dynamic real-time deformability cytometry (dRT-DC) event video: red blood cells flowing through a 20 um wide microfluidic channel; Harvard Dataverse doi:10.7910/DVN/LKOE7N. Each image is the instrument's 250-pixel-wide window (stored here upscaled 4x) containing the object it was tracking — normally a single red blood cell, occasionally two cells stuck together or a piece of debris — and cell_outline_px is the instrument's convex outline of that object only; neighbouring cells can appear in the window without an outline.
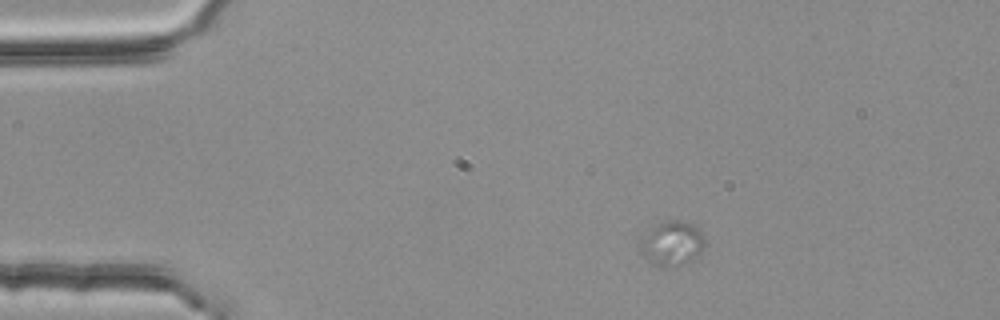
{"species": "common noctule bat (a hibernating species)", "species_latin": "Nyctalus noctula", "temperature_condition": "room temperature", "stored_images_in_passage": 3, "camera_frame_rate_fps": 3000, "um_per_image_px": 0.085, "animal": {"sex": "female", "body_mass_g": 25.1}, "frame": {"image": 1, "passage_image": 1, "time_ms": 0.0, "image_size_px": [1000, 320], "cell_outline_px": [[708, 244], [700, 256], [696, 260], [676, 268], [664, 268], [648, 260], [636, 248], [636, 244], [640, 236], [652, 228], [668, 220], [680, 220], [692, 224], [700, 228]], "centroid_in_image_um": [57.16, 20.73], "position_along_channel_um": 27.8, "area_um2": 17.86}}